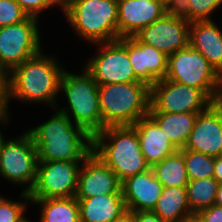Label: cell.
I'll return each instance as SVG.
<instances>
[{"label": "cell", "mask_w": 222, "mask_h": 222, "mask_svg": "<svg viewBox=\"0 0 222 222\" xmlns=\"http://www.w3.org/2000/svg\"><path fill=\"white\" fill-rule=\"evenodd\" d=\"M214 179L222 184V157H215L214 163Z\"/></svg>", "instance_id": "36"}, {"label": "cell", "mask_w": 222, "mask_h": 222, "mask_svg": "<svg viewBox=\"0 0 222 222\" xmlns=\"http://www.w3.org/2000/svg\"><path fill=\"white\" fill-rule=\"evenodd\" d=\"M27 132L37 149L38 162L83 161L92 152V136L59 110Z\"/></svg>", "instance_id": "1"}, {"label": "cell", "mask_w": 222, "mask_h": 222, "mask_svg": "<svg viewBox=\"0 0 222 222\" xmlns=\"http://www.w3.org/2000/svg\"><path fill=\"white\" fill-rule=\"evenodd\" d=\"M37 165V149L27 131L16 139L3 142L0 151V176L13 184H27L23 190L26 193L35 185Z\"/></svg>", "instance_id": "8"}, {"label": "cell", "mask_w": 222, "mask_h": 222, "mask_svg": "<svg viewBox=\"0 0 222 222\" xmlns=\"http://www.w3.org/2000/svg\"><path fill=\"white\" fill-rule=\"evenodd\" d=\"M199 113L148 112L165 136L178 149L185 147Z\"/></svg>", "instance_id": "22"}, {"label": "cell", "mask_w": 222, "mask_h": 222, "mask_svg": "<svg viewBox=\"0 0 222 222\" xmlns=\"http://www.w3.org/2000/svg\"><path fill=\"white\" fill-rule=\"evenodd\" d=\"M54 5H58L61 7L62 10H64L68 4L71 2V0H50Z\"/></svg>", "instance_id": "38"}, {"label": "cell", "mask_w": 222, "mask_h": 222, "mask_svg": "<svg viewBox=\"0 0 222 222\" xmlns=\"http://www.w3.org/2000/svg\"><path fill=\"white\" fill-rule=\"evenodd\" d=\"M151 170L163 187H186L188 184L184 157L179 150L152 165Z\"/></svg>", "instance_id": "25"}, {"label": "cell", "mask_w": 222, "mask_h": 222, "mask_svg": "<svg viewBox=\"0 0 222 222\" xmlns=\"http://www.w3.org/2000/svg\"><path fill=\"white\" fill-rule=\"evenodd\" d=\"M96 44L101 48L99 47L98 54L89 59L84 68L98 85L140 81L129 60L128 37Z\"/></svg>", "instance_id": "10"}, {"label": "cell", "mask_w": 222, "mask_h": 222, "mask_svg": "<svg viewBox=\"0 0 222 222\" xmlns=\"http://www.w3.org/2000/svg\"><path fill=\"white\" fill-rule=\"evenodd\" d=\"M38 20L28 16L24 21L0 27V70L9 73L41 51Z\"/></svg>", "instance_id": "9"}, {"label": "cell", "mask_w": 222, "mask_h": 222, "mask_svg": "<svg viewBox=\"0 0 222 222\" xmlns=\"http://www.w3.org/2000/svg\"><path fill=\"white\" fill-rule=\"evenodd\" d=\"M164 14L165 7L156 0H118L117 40L137 36Z\"/></svg>", "instance_id": "16"}, {"label": "cell", "mask_w": 222, "mask_h": 222, "mask_svg": "<svg viewBox=\"0 0 222 222\" xmlns=\"http://www.w3.org/2000/svg\"><path fill=\"white\" fill-rule=\"evenodd\" d=\"M214 204L218 206H222V184H219L218 186L216 200Z\"/></svg>", "instance_id": "39"}, {"label": "cell", "mask_w": 222, "mask_h": 222, "mask_svg": "<svg viewBox=\"0 0 222 222\" xmlns=\"http://www.w3.org/2000/svg\"><path fill=\"white\" fill-rule=\"evenodd\" d=\"M132 127L138 134L141 152L150 167L178 151L149 115L140 118Z\"/></svg>", "instance_id": "20"}, {"label": "cell", "mask_w": 222, "mask_h": 222, "mask_svg": "<svg viewBox=\"0 0 222 222\" xmlns=\"http://www.w3.org/2000/svg\"><path fill=\"white\" fill-rule=\"evenodd\" d=\"M80 162L83 161L38 162L36 182L29 192L30 199L75 197Z\"/></svg>", "instance_id": "12"}, {"label": "cell", "mask_w": 222, "mask_h": 222, "mask_svg": "<svg viewBox=\"0 0 222 222\" xmlns=\"http://www.w3.org/2000/svg\"><path fill=\"white\" fill-rule=\"evenodd\" d=\"M102 194H122L118 176L93 152L80 167L76 198H90Z\"/></svg>", "instance_id": "14"}, {"label": "cell", "mask_w": 222, "mask_h": 222, "mask_svg": "<svg viewBox=\"0 0 222 222\" xmlns=\"http://www.w3.org/2000/svg\"><path fill=\"white\" fill-rule=\"evenodd\" d=\"M184 149L220 157L222 154V108L213 102L200 112Z\"/></svg>", "instance_id": "15"}, {"label": "cell", "mask_w": 222, "mask_h": 222, "mask_svg": "<svg viewBox=\"0 0 222 222\" xmlns=\"http://www.w3.org/2000/svg\"><path fill=\"white\" fill-rule=\"evenodd\" d=\"M221 5L222 0H190V22L211 20V14Z\"/></svg>", "instance_id": "30"}, {"label": "cell", "mask_w": 222, "mask_h": 222, "mask_svg": "<svg viewBox=\"0 0 222 222\" xmlns=\"http://www.w3.org/2000/svg\"><path fill=\"white\" fill-rule=\"evenodd\" d=\"M21 197L24 198L22 202L11 201L5 199L0 195V222H28L24 217L26 204L30 200L29 193L22 191Z\"/></svg>", "instance_id": "28"}, {"label": "cell", "mask_w": 222, "mask_h": 222, "mask_svg": "<svg viewBox=\"0 0 222 222\" xmlns=\"http://www.w3.org/2000/svg\"><path fill=\"white\" fill-rule=\"evenodd\" d=\"M179 151L184 157L188 180L214 178L215 157L184 148Z\"/></svg>", "instance_id": "27"}, {"label": "cell", "mask_w": 222, "mask_h": 222, "mask_svg": "<svg viewBox=\"0 0 222 222\" xmlns=\"http://www.w3.org/2000/svg\"><path fill=\"white\" fill-rule=\"evenodd\" d=\"M92 152L121 182L151 168L141 152L138 134L132 126L105 127L92 137Z\"/></svg>", "instance_id": "3"}, {"label": "cell", "mask_w": 222, "mask_h": 222, "mask_svg": "<svg viewBox=\"0 0 222 222\" xmlns=\"http://www.w3.org/2000/svg\"><path fill=\"white\" fill-rule=\"evenodd\" d=\"M158 2H160L164 7L167 6V4L171 1V0H156Z\"/></svg>", "instance_id": "42"}, {"label": "cell", "mask_w": 222, "mask_h": 222, "mask_svg": "<svg viewBox=\"0 0 222 222\" xmlns=\"http://www.w3.org/2000/svg\"><path fill=\"white\" fill-rule=\"evenodd\" d=\"M152 212L166 222H183L194 217L188 205L186 187H163Z\"/></svg>", "instance_id": "23"}, {"label": "cell", "mask_w": 222, "mask_h": 222, "mask_svg": "<svg viewBox=\"0 0 222 222\" xmlns=\"http://www.w3.org/2000/svg\"><path fill=\"white\" fill-rule=\"evenodd\" d=\"M165 78L202 90L213 102L216 100L219 73L190 45L168 56Z\"/></svg>", "instance_id": "7"}, {"label": "cell", "mask_w": 222, "mask_h": 222, "mask_svg": "<svg viewBox=\"0 0 222 222\" xmlns=\"http://www.w3.org/2000/svg\"><path fill=\"white\" fill-rule=\"evenodd\" d=\"M128 55L135 76L149 87L165 78L168 56L160 50L132 36L128 37Z\"/></svg>", "instance_id": "17"}, {"label": "cell", "mask_w": 222, "mask_h": 222, "mask_svg": "<svg viewBox=\"0 0 222 222\" xmlns=\"http://www.w3.org/2000/svg\"><path fill=\"white\" fill-rule=\"evenodd\" d=\"M41 205L39 222H80V208L76 197L30 199Z\"/></svg>", "instance_id": "24"}, {"label": "cell", "mask_w": 222, "mask_h": 222, "mask_svg": "<svg viewBox=\"0 0 222 222\" xmlns=\"http://www.w3.org/2000/svg\"><path fill=\"white\" fill-rule=\"evenodd\" d=\"M103 129L108 126H132L148 115L150 87L142 82L99 85Z\"/></svg>", "instance_id": "4"}, {"label": "cell", "mask_w": 222, "mask_h": 222, "mask_svg": "<svg viewBox=\"0 0 222 222\" xmlns=\"http://www.w3.org/2000/svg\"><path fill=\"white\" fill-rule=\"evenodd\" d=\"M199 222H222V206L212 205L194 215Z\"/></svg>", "instance_id": "34"}, {"label": "cell", "mask_w": 222, "mask_h": 222, "mask_svg": "<svg viewBox=\"0 0 222 222\" xmlns=\"http://www.w3.org/2000/svg\"><path fill=\"white\" fill-rule=\"evenodd\" d=\"M189 45L200 52L219 74L222 72V30L212 19L190 23Z\"/></svg>", "instance_id": "19"}, {"label": "cell", "mask_w": 222, "mask_h": 222, "mask_svg": "<svg viewBox=\"0 0 222 222\" xmlns=\"http://www.w3.org/2000/svg\"><path fill=\"white\" fill-rule=\"evenodd\" d=\"M81 72L82 74L74 75L64 69L59 91L65 93L69 107L59 109V111L70 119L72 115L73 123L80 125L93 137L103 130L98 95L99 85L85 68Z\"/></svg>", "instance_id": "6"}, {"label": "cell", "mask_w": 222, "mask_h": 222, "mask_svg": "<svg viewBox=\"0 0 222 222\" xmlns=\"http://www.w3.org/2000/svg\"><path fill=\"white\" fill-rule=\"evenodd\" d=\"M63 71L56 58L44 55L41 50L7 74L8 101L15 98L25 103H49L53 109L58 107L55 101Z\"/></svg>", "instance_id": "2"}, {"label": "cell", "mask_w": 222, "mask_h": 222, "mask_svg": "<svg viewBox=\"0 0 222 222\" xmlns=\"http://www.w3.org/2000/svg\"><path fill=\"white\" fill-rule=\"evenodd\" d=\"M9 119H10V117L0 119V124L1 123L6 124L9 121ZM4 141H5V139L3 138V135H2L1 130H0V151H1V147H2Z\"/></svg>", "instance_id": "41"}, {"label": "cell", "mask_w": 222, "mask_h": 222, "mask_svg": "<svg viewBox=\"0 0 222 222\" xmlns=\"http://www.w3.org/2000/svg\"><path fill=\"white\" fill-rule=\"evenodd\" d=\"M165 14L190 22V0H171L165 7Z\"/></svg>", "instance_id": "32"}, {"label": "cell", "mask_w": 222, "mask_h": 222, "mask_svg": "<svg viewBox=\"0 0 222 222\" xmlns=\"http://www.w3.org/2000/svg\"><path fill=\"white\" fill-rule=\"evenodd\" d=\"M22 10L30 17L39 19L40 12L45 11L54 4L50 0H15Z\"/></svg>", "instance_id": "31"}, {"label": "cell", "mask_w": 222, "mask_h": 222, "mask_svg": "<svg viewBox=\"0 0 222 222\" xmlns=\"http://www.w3.org/2000/svg\"><path fill=\"white\" fill-rule=\"evenodd\" d=\"M134 222H166L152 211L130 212Z\"/></svg>", "instance_id": "35"}, {"label": "cell", "mask_w": 222, "mask_h": 222, "mask_svg": "<svg viewBox=\"0 0 222 222\" xmlns=\"http://www.w3.org/2000/svg\"><path fill=\"white\" fill-rule=\"evenodd\" d=\"M190 23L186 19L164 14L144 27L137 37L169 56L189 45Z\"/></svg>", "instance_id": "13"}, {"label": "cell", "mask_w": 222, "mask_h": 222, "mask_svg": "<svg viewBox=\"0 0 222 222\" xmlns=\"http://www.w3.org/2000/svg\"><path fill=\"white\" fill-rule=\"evenodd\" d=\"M219 183L214 178L189 180L186 186L188 205L193 215L214 205Z\"/></svg>", "instance_id": "26"}, {"label": "cell", "mask_w": 222, "mask_h": 222, "mask_svg": "<svg viewBox=\"0 0 222 222\" xmlns=\"http://www.w3.org/2000/svg\"><path fill=\"white\" fill-rule=\"evenodd\" d=\"M212 103L202 90L166 78L150 87L149 112L200 113Z\"/></svg>", "instance_id": "11"}, {"label": "cell", "mask_w": 222, "mask_h": 222, "mask_svg": "<svg viewBox=\"0 0 222 222\" xmlns=\"http://www.w3.org/2000/svg\"><path fill=\"white\" fill-rule=\"evenodd\" d=\"M63 12L85 41L96 44L117 40L118 0H71Z\"/></svg>", "instance_id": "5"}, {"label": "cell", "mask_w": 222, "mask_h": 222, "mask_svg": "<svg viewBox=\"0 0 222 222\" xmlns=\"http://www.w3.org/2000/svg\"><path fill=\"white\" fill-rule=\"evenodd\" d=\"M114 222H134V220L132 214L127 212L120 219L115 220Z\"/></svg>", "instance_id": "40"}, {"label": "cell", "mask_w": 222, "mask_h": 222, "mask_svg": "<svg viewBox=\"0 0 222 222\" xmlns=\"http://www.w3.org/2000/svg\"><path fill=\"white\" fill-rule=\"evenodd\" d=\"M163 185L150 169L122 182V194L127 212L152 211L162 193Z\"/></svg>", "instance_id": "18"}, {"label": "cell", "mask_w": 222, "mask_h": 222, "mask_svg": "<svg viewBox=\"0 0 222 222\" xmlns=\"http://www.w3.org/2000/svg\"><path fill=\"white\" fill-rule=\"evenodd\" d=\"M183 222H199V221H198V219L194 216V217H192V218H190V219H187V220H185V221H183Z\"/></svg>", "instance_id": "43"}, {"label": "cell", "mask_w": 222, "mask_h": 222, "mask_svg": "<svg viewBox=\"0 0 222 222\" xmlns=\"http://www.w3.org/2000/svg\"><path fill=\"white\" fill-rule=\"evenodd\" d=\"M76 199L80 208V222H114L127 213L123 194Z\"/></svg>", "instance_id": "21"}, {"label": "cell", "mask_w": 222, "mask_h": 222, "mask_svg": "<svg viewBox=\"0 0 222 222\" xmlns=\"http://www.w3.org/2000/svg\"><path fill=\"white\" fill-rule=\"evenodd\" d=\"M215 103L222 108V72L219 74V88Z\"/></svg>", "instance_id": "37"}, {"label": "cell", "mask_w": 222, "mask_h": 222, "mask_svg": "<svg viewBox=\"0 0 222 222\" xmlns=\"http://www.w3.org/2000/svg\"><path fill=\"white\" fill-rule=\"evenodd\" d=\"M7 73L0 70V119L9 117Z\"/></svg>", "instance_id": "33"}, {"label": "cell", "mask_w": 222, "mask_h": 222, "mask_svg": "<svg viewBox=\"0 0 222 222\" xmlns=\"http://www.w3.org/2000/svg\"><path fill=\"white\" fill-rule=\"evenodd\" d=\"M27 17L15 0H0V27L20 23Z\"/></svg>", "instance_id": "29"}]
</instances>
